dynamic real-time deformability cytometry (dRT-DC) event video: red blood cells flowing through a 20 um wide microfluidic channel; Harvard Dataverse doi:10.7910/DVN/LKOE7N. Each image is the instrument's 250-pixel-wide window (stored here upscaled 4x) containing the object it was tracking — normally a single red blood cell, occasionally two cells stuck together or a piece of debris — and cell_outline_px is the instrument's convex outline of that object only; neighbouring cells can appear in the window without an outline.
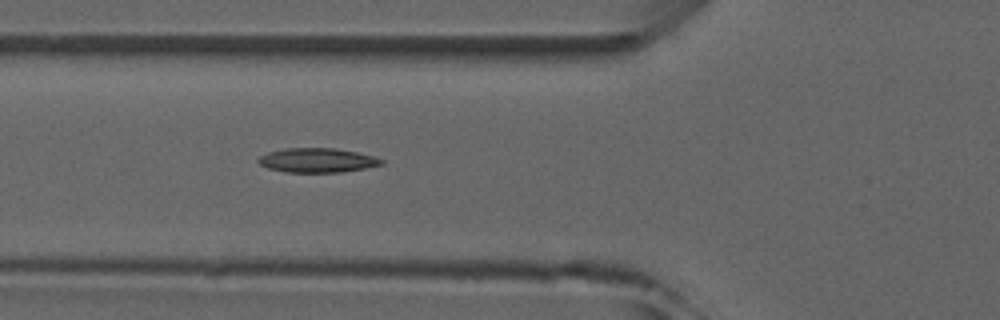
{"species": "common noctule bat (a hibernating species)", "species_latin": "Nyctalus noctula", "temperature_condition": "room temperature", "stored_images_in_passage": 5, "camera_frame_rate_fps": 3000, "um_per_image_px": 0.085, "animal": {"sex": "male", "forearm_length_mm": 52.5}, "frame": {"image": 1, "passage_image": 5, "time_ms": 4.333, "image_size_px": [1000, 320], "cell_outline_px": [[384, 164], [364, 168], [340, 172], [284, 172], [268, 168], [260, 164], [256, 160], [260, 156], [268, 152], [284, 148], [336, 148], [356, 152], [372, 156], [384, 160]], "centroid_in_image_um": [26.94, 13.62], "position_along_channel_um": 98.9, "area_um2": 17.4}}